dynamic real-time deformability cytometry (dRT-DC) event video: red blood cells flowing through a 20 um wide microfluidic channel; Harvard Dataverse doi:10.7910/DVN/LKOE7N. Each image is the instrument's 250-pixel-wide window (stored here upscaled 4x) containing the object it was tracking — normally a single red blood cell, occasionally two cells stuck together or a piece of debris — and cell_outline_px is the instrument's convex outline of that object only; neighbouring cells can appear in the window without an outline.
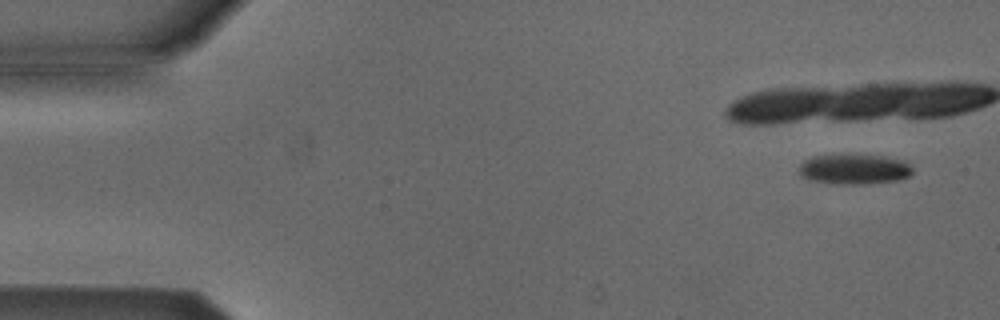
{"species": "Egyptian fruit bat (a non-hibernating species)", "species_latin": "Rousettus aegyptiacus", "temperature_condition": "cold", "stored_images_in_passage": 7, "camera_frame_rate_fps": 3000, "um_per_image_px": 0.085, "animal": {"sex": "male"}, "frame": {"image": 1, "passage_image": 1, "time_ms": 0.0, "image_size_px": [1000, 320], "cell_outline_px": [[912, 172], [908, 176], [896, 180], [864, 184], [836, 184], [816, 180], [804, 176], [800, 172], [800, 164], [804, 160], [816, 156], [884, 156], [904, 160], [912, 168]], "centroid_in_image_um": [72.66, 14.39], "position_along_channel_um": 12.3, "area_um2": 19.19}}
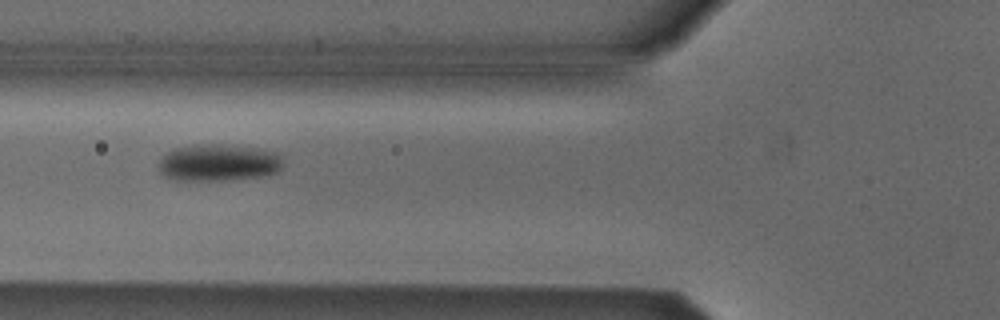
{"frame": {"image": 2, "passage_image": 6, "time_ms": 6.667, "image_size_px": [1000, 320], "cell_outline_px": [[284, 164], [276, 172], [260, 176], [224, 180], [172, 180], [160, 176], [160, 156], [176, 148], [204, 144], [216, 144], [256, 148], [276, 152], [284, 156]], "centroid_in_image_um": [18.57, 13.83], "position_along_channel_um": 107.2, "area_um2": 26.82}}
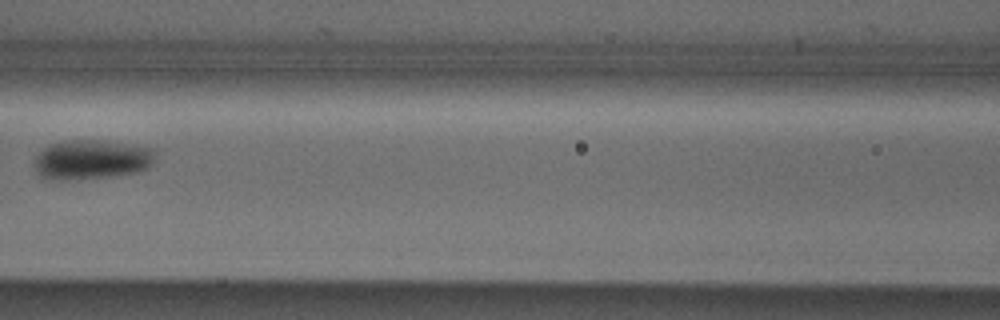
{"frame": {"image": 3, "passage_image": 7, "time_ms": 8.0, "image_size_px": [1000, 320], "cell_outline_px": [[156, 160], [148, 168], [136, 172], [108, 176], [60, 180], [56, 180], [44, 176], [36, 168], [36, 156], [48, 144], [64, 140], [104, 140], [152, 148], [156, 156]], "centroid_in_image_um": [7.83, 13.53], "position_along_channel_um": 158.8, "area_um2": 27.51}}